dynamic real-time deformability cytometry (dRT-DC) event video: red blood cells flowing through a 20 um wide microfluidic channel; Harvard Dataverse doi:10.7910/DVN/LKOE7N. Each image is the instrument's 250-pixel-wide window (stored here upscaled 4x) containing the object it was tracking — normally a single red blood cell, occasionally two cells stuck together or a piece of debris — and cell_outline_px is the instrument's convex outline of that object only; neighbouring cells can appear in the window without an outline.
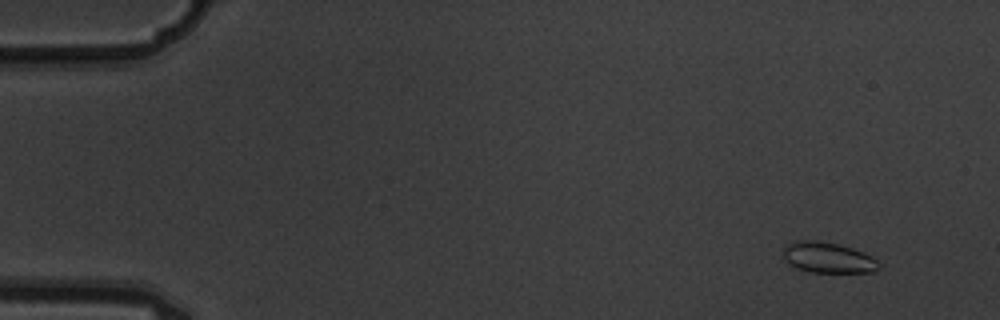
{"species": "common noctule bat (a hibernating species)", "species_latin": "Nyctalus noctula", "temperature_condition": "warm", "stored_images_in_passage": 5, "camera_frame_rate_fps": 3000, "um_per_image_px": 0.085, "animal": {"sex": "male", "body_mass_g": 19.5, "forearm_length_mm": 54.6}, "frame": {"image": 1, "passage_image": 2, "time_ms": 0.333, "image_size_px": [1000, 320], "cell_outline_px": [[884, 264], [872, 272], [812, 272], [796, 268], [784, 260], [784, 248], [792, 240], [816, 240], [836, 244], [852, 248], [864, 252], [872, 256]], "centroid_in_image_um": [70.41, 21.89], "position_along_channel_um": 14.6, "area_um2": 17.22}}